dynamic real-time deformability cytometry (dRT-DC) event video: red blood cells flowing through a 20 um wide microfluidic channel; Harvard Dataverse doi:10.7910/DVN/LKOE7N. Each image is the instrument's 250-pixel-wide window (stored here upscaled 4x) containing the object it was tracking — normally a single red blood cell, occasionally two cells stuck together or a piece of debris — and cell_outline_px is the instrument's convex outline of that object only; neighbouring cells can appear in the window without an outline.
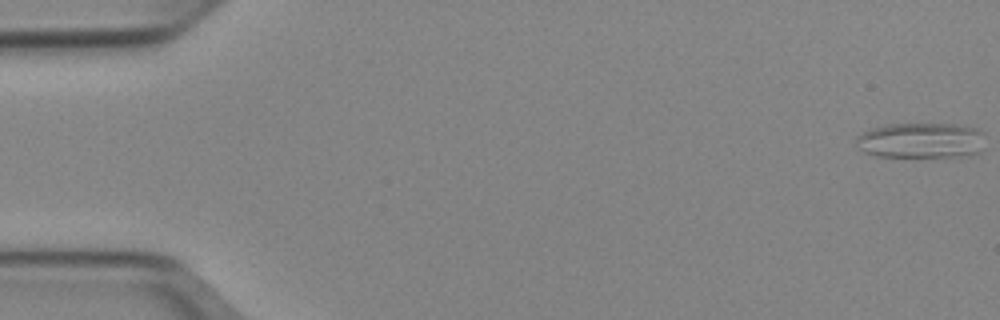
{"species": "Egyptian fruit bat (a non-hibernating species)", "species_latin": "Rousettus aegyptiacus", "temperature_condition": "cold", "stored_images_in_passage": 52, "camera_frame_rate_fps": 3000, "um_per_image_px": 0.085, "animal": {"sex": "female"}, "frame": {"image": 1, "passage_image": 1, "time_ms": 0.0, "image_size_px": [1000, 320], "cell_outline_px": [[980, 152], [968, 156], [876, 156], [864, 152], [856, 148], [856, 136], [868, 128], [884, 124], [956, 124], [976, 128], [980, 132]], "centroid_in_image_um": [78.17, 11.93], "position_along_channel_um": 6.8, "area_um2": 26.59}}
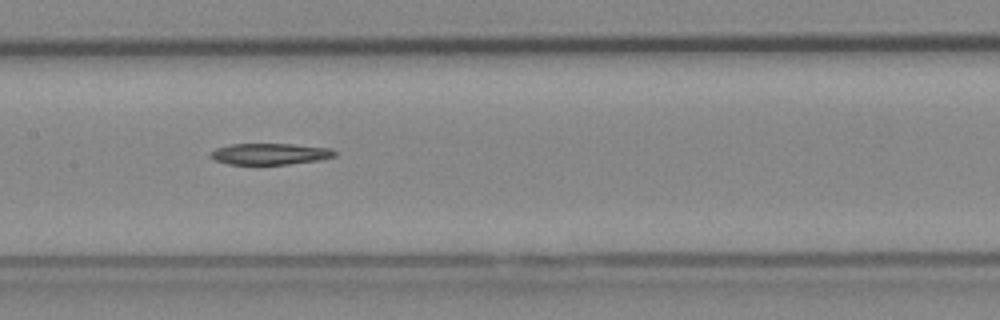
{"frame": {"image": 2, "passage_image": 26, "time_ms": 8.333, "image_size_px": [1000, 320], "cell_outline_px": [[336, 156], [316, 160], [288, 164], [228, 164], [216, 160], [212, 156], [212, 152], [216, 148], [228, 144], [292, 144], [332, 148], [336, 152]], "centroid_in_image_um": [22.98, 13.07], "position_along_channel_um": 184.4, "area_um2": 15.2}}
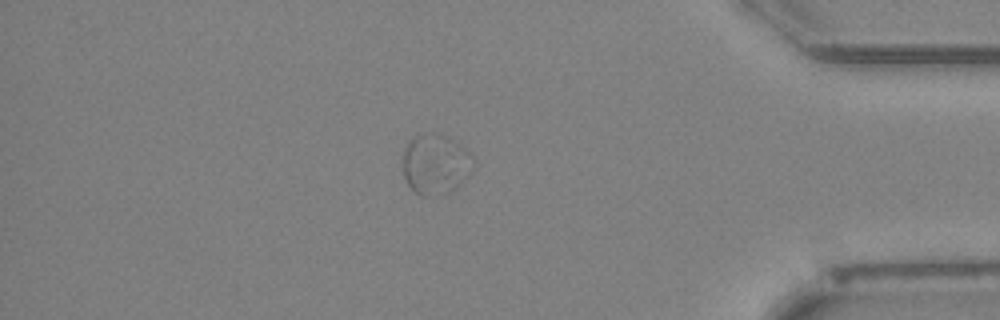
{"frame": {"image": 3, "passage_image": 45, "time_ms": 14.667, "image_size_px": [1000, 320], "cell_outline_px": [[476, 168], [456, 188], [448, 192], [428, 196], [420, 196], [408, 184], [404, 176], [404, 152], [408, 140], [416, 136], [432, 132], [448, 136], [456, 140], [476, 160]], "centroid_in_image_um": [37.07, 13.94], "position_along_channel_um": 398.1, "area_um2": 24.91}, "authors_computed_cell_mechanics": {"area_um2": 18.4093, "velocity_mm_per_s": 3.8969, "shape_relaxation_time_tau1_ms": 5.7271, "shape_relaxation_time_tau2_ms": null, "deformation_change_tau1": 0.1151, "deformation_change_tau2": null}}